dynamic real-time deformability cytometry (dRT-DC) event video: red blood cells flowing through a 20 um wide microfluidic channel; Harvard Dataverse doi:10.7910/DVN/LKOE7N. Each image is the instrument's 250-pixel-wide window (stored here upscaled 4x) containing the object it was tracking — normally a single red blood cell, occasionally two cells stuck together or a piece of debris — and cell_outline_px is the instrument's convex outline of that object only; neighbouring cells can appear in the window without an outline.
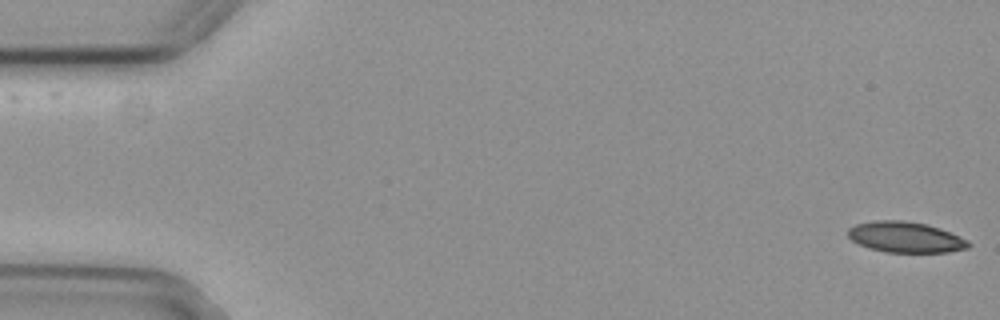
{"species": "common noctule bat (a hibernating species)", "species_latin": "Nyctalus noctula", "temperature_condition": "cold", "stored_images_in_passage": 55, "camera_frame_rate_fps": 3000, "um_per_image_px": 0.085, "animal": {"sex": "female", "body_mass_g": 29.2, "forearm_length_mm": 56.3}, "frame": {"image": 1, "passage_image": 1, "time_ms": 0.0, "image_size_px": [1000, 320], "cell_outline_px": [[972, 244], [968, 248], [948, 252], [884, 252], [868, 248], [852, 240], [848, 236], [848, 228], [856, 224], [876, 220], [900, 220], [928, 224], [940, 228], [960, 236], [968, 240]], "centroid_in_image_um": [76.98, 20.16], "position_along_channel_um": 8.0, "area_um2": 21.68}}
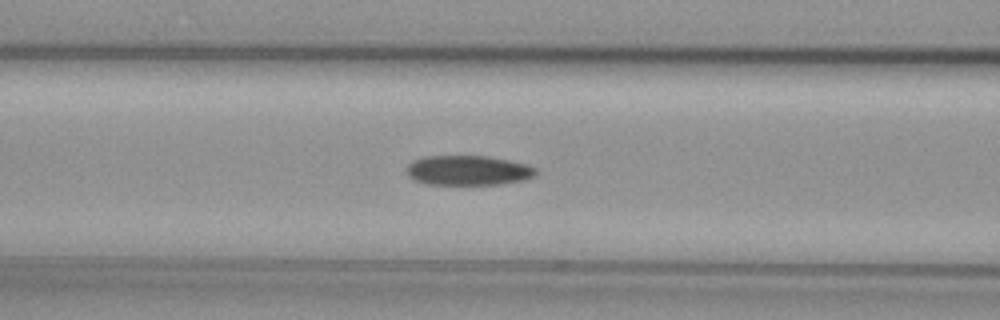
{"frame": {"image": 2, "passage_image": 22, "time_ms": 7.0, "image_size_px": [1000, 320], "cell_outline_px": [[536, 172], [532, 176], [524, 180], [500, 184], [428, 184], [416, 180], [408, 176], [408, 164], [412, 160], [424, 156], [488, 156], [508, 160], [524, 164], [536, 168]], "centroid_in_image_um": [39.77, 14.47], "position_along_channel_um": 126.8, "area_um2": 22.2}}
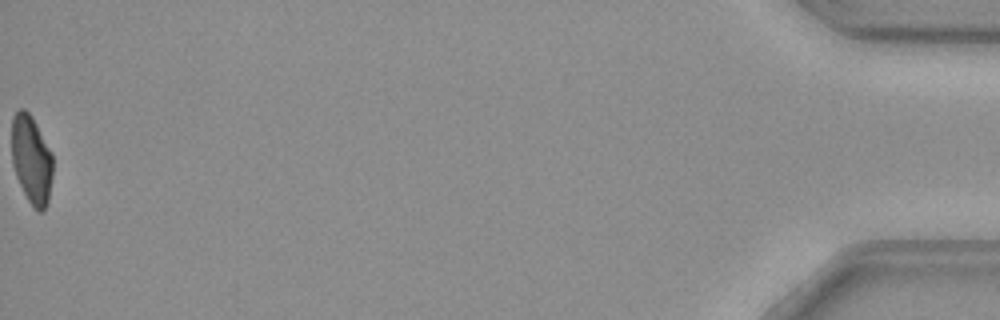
{"frame": {"image": 3, "passage_image": 55, "time_ms": 18.0, "image_size_px": [1000, 320], "cell_outline_px": [[52, 176], [48, 200], [44, 212], [36, 212], [28, 200], [16, 176], [12, 164], [12, 116], [20, 108], [24, 108], [32, 116], [52, 152]], "centroid_in_image_um": [2.67, 13.56], "position_along_channel_um": 432.5, "area_um2": 21.33}, "authors_computed_cell_mechanics": {"area_um2": 23.0622, "velocity_mm_per_s": 3.7693, "shape_relaxation_time_tau1_ms": null, "shape_relaxation_time_tau2_ms": 4.0128, "deformation_change_tau1": null, "deformation_change_tau2": 0.0969}}